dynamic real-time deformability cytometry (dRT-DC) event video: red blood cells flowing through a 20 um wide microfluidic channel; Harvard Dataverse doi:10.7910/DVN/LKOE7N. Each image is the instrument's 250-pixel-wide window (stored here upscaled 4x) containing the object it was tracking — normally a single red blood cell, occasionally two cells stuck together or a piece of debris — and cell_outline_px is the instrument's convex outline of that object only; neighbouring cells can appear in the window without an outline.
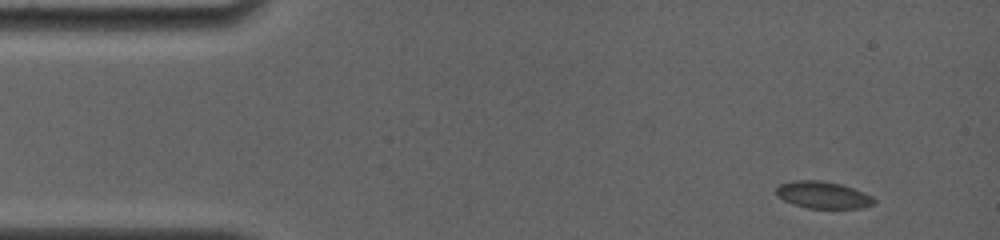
{"species": "common noctule bat (a hibernating species)", "species_latin": "Nyctalus noctula", "temperature_condition": "room temperature", "stored_images_in_passage": 21, "camera_frame_rate_fps": 4000, "um_per_image_px": 0.085, "animal": {"sex": "female", "body_mass_g": 19.0, "forearm_length_mm": 56.7}, "frame": {"image": 1, "passage_image": 1, "time_ms": 0.0, "image_size_px": [1000, 240], "cell_outline_px": [[876, 204], [860, 208], [808, 208], [792, 204], [776, 196], [776, 188], [780, 184], [792, 180], [824, 180], [840, 184], [864, 192], [872, 196], [876, 200]], "centroid_in_image_um": [69.95, 16.57], "position_along_channel_um": 15.1, "area_um2": 15.55}}
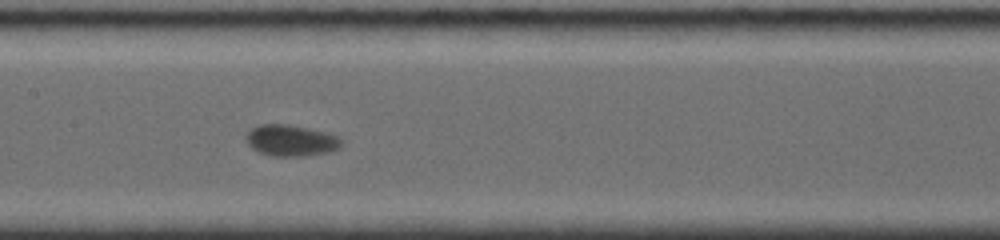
{"frame": {"image": 2, "passage_image": 10, "time_ms": 7.0, "image_size_px": [1000, 240], "cell_outline_px": [[344, 140], [336, 148], [328, 152], [304, 156], [272, 156], [260, 152], [252, 148], [244, 140], [244, 136], [252, 128], [260, 124], [288, 124], [308, 128], [340, 136]], "centroid_in_image_um": [24.7, 11.93], "position_along_channel_um": 182.7, "area_um2": 17.4}}
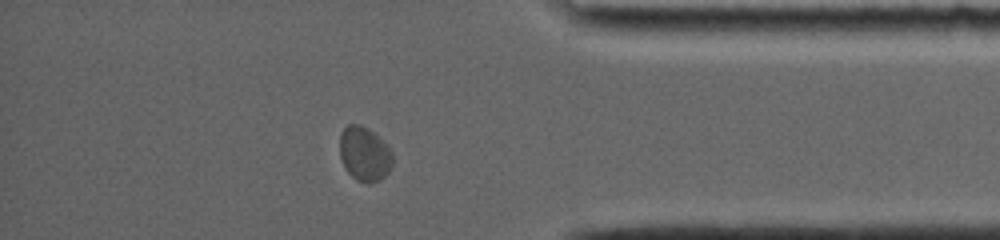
{"frame": {"image": 3, "passage_image": 18, "time_ms": 13.25, "image_size_px": [1000, 240], "cell_outline_px": [[392, 164], [388, 172], [380, 180], [368, 184], [356, 180], [344, 168], [340, 156], [340, 132], [348, 124], [360, 124], [368, 128], [392, 152]], "centroid_in_image_um": [30.95, 13.1], "position_along_channel_um": 404.3, "area_um2": 16.65}, "authors_computed_cell_mechanics": {"area_um2": 16.5308, "velocity_mm_per_s": 3.6839, "shape_relaxation_time_tau1_ms": 1.7399, "shape_relaxation_time_tau2_ms": null, "deformation_change_tau1": 0.0692, "deformation_change_tau2": null}}